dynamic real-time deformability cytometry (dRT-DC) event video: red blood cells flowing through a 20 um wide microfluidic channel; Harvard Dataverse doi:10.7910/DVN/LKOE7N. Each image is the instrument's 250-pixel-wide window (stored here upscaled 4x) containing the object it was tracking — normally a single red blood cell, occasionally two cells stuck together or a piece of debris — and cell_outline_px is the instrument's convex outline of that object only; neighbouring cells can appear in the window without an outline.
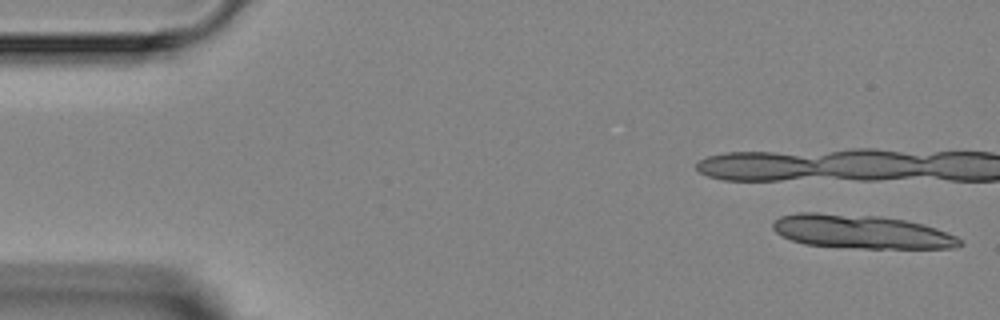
{"species": "Egyptian fruit bat (a non-hibernating species)", "species_latin": "Rousettus aegyptiacus", "temperature_condition": "room temperature", "stored_images_in_passage": 3, "camera_frame_rate_fps": 3000, "um_per_image_px": 0.085, "animal": {"sex": "female"}, "frame": {"image": 1, "passage_image": 1, "time_ms": 0.0, "image_size_px": [1000, 320], "cell_outline_px": [[964, 244], [956, 248], [860, 248], [804, 244], [780, 236], [772, 228], [772, 224], [780, 216], [796, 212], [816, 212], [880, 216], [904, 220], [936, 228], [956, 236], [964, 240]], "centroid_in_image_um": [73.2, 19.69], "position_along_channel_um": 11.8, "area_um2": 36.88}}